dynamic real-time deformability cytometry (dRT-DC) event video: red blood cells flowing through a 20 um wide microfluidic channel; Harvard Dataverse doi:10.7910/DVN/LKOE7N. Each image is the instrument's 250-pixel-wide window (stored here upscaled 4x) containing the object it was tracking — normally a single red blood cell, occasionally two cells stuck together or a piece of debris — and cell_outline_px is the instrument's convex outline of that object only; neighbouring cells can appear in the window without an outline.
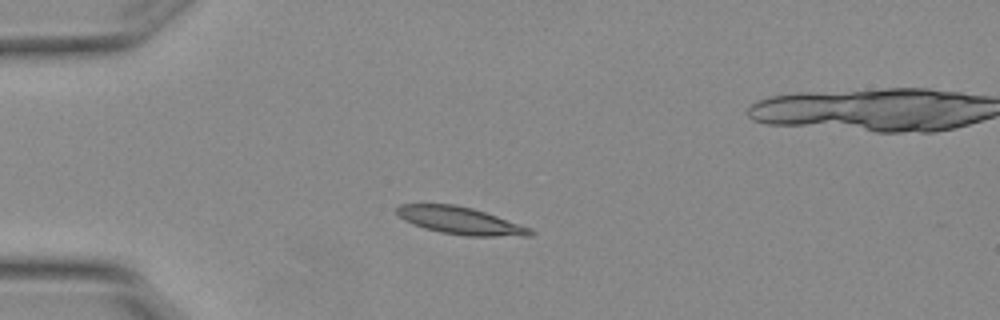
{"species": "Egyptian fruit bat (a non-hibernating species)", "species_latin": "Rousettus aegyptiacus", "temperature_condition": "warm", "stored_images_in_passage": 7, "camera_frame_rate_fps": 3000, "um_per_image_px": 0.085, "animal": {"sex": "female"}, "frame": {"image": 1, "passage_image": 5, "time_ms": 1.333, "image_size_px": [1000, 320], "cell_outline_px": [[536, 232], [532, 236], [464, 236], [440, 232], [424, 228], [412, 224], [404, 220], [396, 212], [396, 208], [400, 204], [452, 204], [472, 208], [532, 228]], "centroid_in_image_um": [39.14, 18.77], "position_along_channel_um": 45.9, "area_um2": 21.27}}
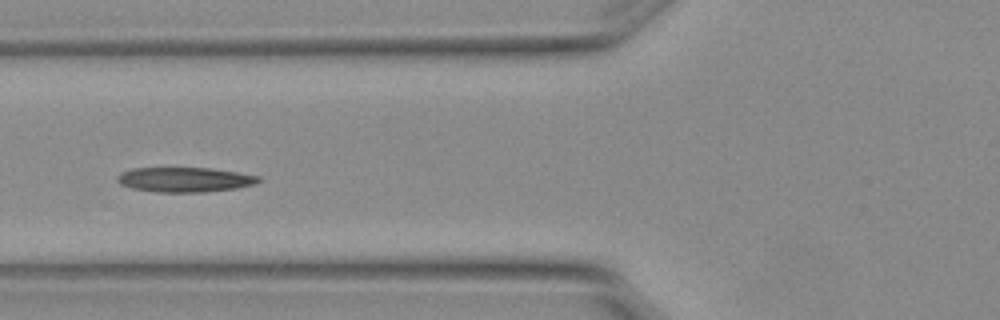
{"frame": {"image": 2, "passage_image": 7, "time_ms": 2.0, "image_size_px": [1000, 320], "cell_outline_px": [[260, 180], [252, 184], [236, 188], [204, 192], [156, 192], [132, 188], [120, 184], [116, 180], [116, 176], [120, 172], [132, 168], [212, 168], [260, 176]], "centroid_in_image_um": [15.64, 15.26], "position_along_channel_um": 110.2, "area_um2": 20.35}}